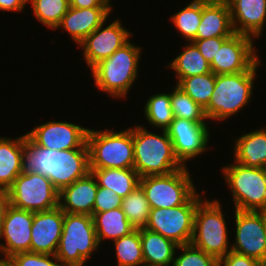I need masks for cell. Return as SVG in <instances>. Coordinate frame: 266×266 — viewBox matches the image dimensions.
I'll return each mask as SVG.
<instances>
[{
    "label": "cell",
    "mask_w": 266,
    "mask_h": 266,
    "mask_svg": "<svg viewBox=\"0 0 266 266\" xmlns=\"http://www.w3.org/2000/svg\"><path fill=\"white\" fill-rule=\"evenodd\" d=\"M22 172L46 176L60 192L89 172L88 148L56 151L36 146L24 135Z\"/></svg>",
    "instance_id": "obj_1"
},
{
    "label": "cell",
    "mask_w": 266,
    "mask_h": 266,
    "mask_svg": "<svg viewBox=\"0 0 266 266\" xmlns=\"http://www.w3.org/2000/svg\"><path fill=\"white\" fill-rule=\"evenodd\" d=\"M161 135L145 126L133 127L134 169L139 177L167 175L185 166L176 157L166 130Z\"/></svg>",
    "instance_id": "obj_2"
},
{
    "label": "cell",
    "mask_w": 266,
    "mask_h": 266,
    "mask_svg": "<svg viewBox=\"0 0 266 266\" xmlns=\"http://www.w3.org/2000/svg\"><path fill=\"white\" fill-rule=\"evenodd\" d=\"M142 47L130 40L92 69L96 87L115 98H126L138 75Z\"/></svg>",
    "instance_id": "obj_3"
},
{
    "label": "cell",
    "mask_w": 266,
    "mask_h": 266,
    "mask_svg": "<svg viewBox=\"0 0 266 266\" xmlns=\"http://www.w3.org/2000/svg\"><path fill=\"white\" fill-rule=\"evenodd\" d=\"M87 146L90 169L134 168L133 127L120 132L89 129Z\"/></svg>",
    "instance_id": "obj_4"
},
{
    "label": "cell",
    "mask_w": 266,
    "mask_h": 266,
    "mask_svg": "<svg viewBox=\"0 0 266 266\" xmlns=\"http://www.w3.org/2000/svg\"><path fill=\"white\" fill-rule=\"evenodd\" d=\"M256 71L216 75L214 91L204 108L209 120H226L251 101Z\"/></svg>",
    "instance_id": "obj_5"
},
{
    "label": "cell",
    "mask_w": 266,
    "mask_h": 266,
    "mask_svg": "<svg viewBox=\"0 0 266 266\" xmlns=\"http://www.w3.org/2000/svg\"><path fill=\"white\" fill-rule=\"evenodd\" d=\"M99 246L93 216L64 213L63 231L55 253L62 266H85Z\"/></svg>",
    "instance_id": "obj_6"
},
{
    "label": "cell",
    "mask_w": 266,
    "mask_h": 266,
    "mask_svg": "<svg viewBox=\"0 0 266 266\" xmlns=\"http://www.w3.org/2000/svg\"><path fill=\"white\" fill-rule=\"evenodd\" d=\"M226 222L220 201L204 198L195 212L191 244L219 261L231 251Z\"/></svg>",
    "instance_id": "obj_7"
},
{
    "label": "cell",
    "mask_w": 266,
    "mask_h": 266,
    "mask_svg": "<svg viewBox=\"0 0 266 266\" xmlns=\"http://www.w3.org/2000/svg\"><path fill=\"white\" fill-rule=\"evenodd\" d=\"M222 174L230 187L235 210H266V168L248 167L234 161L222 167Z\"/></svg>",
    "instance_id": "obj_8"
},
{
    "label": "cell",
    "mask_w": 266,
    "mask_h": 266,
    "mask_svg": "<svg viewBox=\"0 0 266 266\" xmlns=\"http://www.w3.org/2000/svg\"><path fill=\"white\" fill-rule=\"evenodd\" d=\"M188 167L167 175L140 177L139 186L150 208H173L185 204L197 191Z\"/></svg>",
    "instance_id": "obj_9"
},
{
    "label": "cell",
    "mask_w": 266,
    "mask_h": 266,
    "mask_svg": "<svg viewBox=\"0 0 266 266\" xmlns=\"http://www.w3.org/2000/svg\"><path fill=\"white\" fill-rule=\"evenodd\" d=\"M203 199L197 192L183 205L173 208H150L146 229L174 241L177 245L190 244L194 232V217Z\"/></svg>",
    "instance_id": "obj_10"
},
{
    "label": "cell",
    "mask_w": 266,
    "mask_h": 266,
    "mask_svg": "<svg viewBox=\"0 0 266 266\" xmlns=\"http://www.w3.org/2000/svg\"><path fill=\"white\" fill-rule=\"evenodd\" d=\"M10 205L30 212H41L59 206V191L39 173L22 172L7 189Z\"/></svg>",
    "instance_id": "obj_11"
},
{
    "label": "cell",
    "mask_w": 266,
    "mask_h": 266,
    "mask_svg": "<svg viewBox=\"0 0 266 266\" xmlns=\"http://www.w3.org/2000/svg\"><path fill=\"white\" fill-rule=\"evenodd\" d=\"M249 36L234 33L220 46L210 63L211 72L216 75L257 71L261 64L255 44Z\"/></svg>",
    "instance_id": "obj_12"
},
{
    "label": "cell",
    "mask_w": 266,
    "mask_h": 266,
    "mask_svg": "<svg viewBox=\"0 0 266 266\" xmlns=\"http://www.w3.org/2000/svg\"><path fill=\"white\" fill-rule=\"evenodd\" d=\"M89 128L66 121H48L26 133L27 138L36 146L62 151L88 148Z\"/></svg>",
    "instance_id": "obj_13"
},
{
    "label": "cell",
    "mask_w": 266,
    "mask_h": 266,
    "mask_svg": "<svg viewBox=\"0 0 266 266\" xmlns=\"http://www.w3.org/2000/svg\"><path fill=\"white\" fill-rule=\"evenodd\" d=\"M235 241L231 251L266 263V233L262 211L235 210Z\"/></svg>",
    "instance_id": "obj_14"
},
{
    "label": "cell",
    "mask_w": 266,
    "mask_h": 266,
    "mask_svg": "<svg viewBox=\"0 0 266 266\" xmlns=\"http://www.w3.org/2000/svg\"><path fill=\"white\" fill-rule=\"evenodd\" d=\"M105 23L106 21L78 45L83 49L82 55L90 70L100 61L109 58L132 37V32L121 26L119 19L104 28Z\"/></svg>",
    "instance_id": "obj_15"
},
{
    "label": "cell",
    "mask_w": 266,
    "mask_h": 266,
    "mask_svg": "<svg viewBox=\"0 0 266 266\" xmlns=\"http://www.w3.org/2000/svg\"><path fill=\"white\" fill-rule=\"evenodd\" d=\"M166 131L173 143L176 157L184 166H187L188 160L207 150L210 134L206 122H192L174 117Z\"/></svg>",
    "instance_id": "obj_16"
},
{
    "label": "cell",
    "mask_w": 266,
    "mask_h": 266,
    "mask_svg": "<svg viewBox=\"0 0 266 266\" xmlns=\"http://www.w3.org/2000/svg\"><path fill=\"white\" fill-rule=\"evenodd\" d=\"M32 223L33 212L8 206L0 233V239L5 241L0 242L3 259L30 251Z\"/></svg>",
    "instance_id": "obj_17"
},
{
    "label": "cell",
    "mask_w": 266,
    "mask_h": 266,
    "mask_svg": "<svg viewBox=\"0 0 266 266\" xmlns=\"http://www.w3.org/2000/svg\"><path fill=\"white\" fill-rule=\"evenodd\" d=\"M64 213L59 206L33 213L30 252L55 255L63 231Z\"/></svg>",
    "instance_id": "obj_18"
},
{
    "label": "cell",
    "mask_w": 266,
    "mask_h": 266,
    "mask_svg": "<svg viewBox=\"0 0 266 266\" xmlns=\"http://www.w3.org/2000/svg\"><path fill=\"white\" fill-rule=\"evenodd\" d=\"M235 33L252 39L262 35L266 22V0H226Z\"/></svg>",
    "instance_id": "obj_19"
},
{
    "label": "cell",
    "mask_w": 266,
    "mask_h": 266,
    "mask_svg": "<svg viewBox=\"0 0 266 266\" xmlns=\"http://www.w3.org/2000/svg\"><path fill=\"white\" fill-rule=\"evenodd\" d=\"M112 7L73 8L70 6L56 29L63 28L79 45L108 19Z\"/></svg>",
    "instance_id": "obj_20"
},
{
    "label": "cell",
    "mask_w": 266,
    "mask_h": 266,
    "mask_svg": "<svg viewBox=\"0 0 266 266\" xmlns=\"http://www.w3.org/2000/svg\"><path fill=\"white\" fill-rule=\"evenodd\" d=\"M97 190V181L89 172L85 177L77 179L59 192V207L65 213L93 216Z\"/></svg>",
    "instance_id": "obj_21"
},
{
    "label": "cell",
    "mask_w": 266,
    "mask_h": 266,
    "mask_svg": "<svg viewBox=\"0 0 266 266\" xmlns=\"http://www.w3.org/2000/svg\"><path fill=\"white\" fill-rule=\"evenodd\" d=\"M234 33L226 0H202V18L194 39L230 37Z\"/></svg>",
    "instance_id": "obj_22"
},
{
    "label": "cell",
    "mask_w": 266,
    "mask_h": 266,
    "mask_svg": "<svg viewBox=\"0 0 266 266\" xmlns=\"http://www.w3.org/2000/svg\"><path fill=\"white\" fill-rule=\"evenodd\" d=\"M234 161L248 167L266 168V128L250 131L235 139Z\"/></svg>",
    "instance_id": "obj_23"
},
{
    "label": "cell",
    "mask_w": 266,
    "mask_h": 266,
    "mask_svg": "<svg viewBox=\"0 0 266 266\" xmlns=\"http://www.w3.org/2000/svg\"><path fill=\"white\" fill-rule=\"evenodd\" d=\"M24 135L0 137V189L7 190L22 173Z\"/></svg>",
    "instance_id": "obj_24"
},
{
    "label": "cell",
    "mask_w": 266,
    "mask_h": 266,
    "mask_svg": "<svg viewBox=\"0 0 266 266\" xmlns=\"http://www.w3.org/2000/svg\"><path fill=\"white\" fill-rule=\"evenodd\" d=\"M140 237L144 265L170 266L176 254L177 245L174 241L165 238L159 233L140 228Z\"/></svg>",
    "instance_id": "obj_25"
},
{
    "label": "cell",
    "mask_w": 266,
    "mask_h": 266,
    "mask_svg": "<svg viewBox=\"0 0 266 266\" xmlns=\"http://www.w3.org/2000/svg\"><path fill=\"white\" fill-rule=\"evenodd\" d=\"M97 181V185L113 190L118 196L124 198L139 185V175L134 168L119 169H90Z\"/></svg>",
    "instance_id": "obj_26"
},
{
    "label": "cell",
    "mask_w": 266,
    "mask_h": 266,
    "mask_svg": "<svg viewBox=\"0 0 266 266\" xmlns=\"http://www.w3.org/2000/svg\"><path fill=\"white\" fill-rule=\"evenodd\" d=\"M97 240L100 245L102 240H116L128 235L135 228L126 218L121 207L93 215Z\"/></svg>",
    "instance_id": "obj_27"
},
{
    "label": "cell",
    "mask_w": 266,
    "mask_h": 266,
    "mask_svg": "<svg viewBox=\"0 0 266 266\" xmlns=\"http://www.w3.org/2000/svg\"><path fill=\"white\" fill-rule=\"evenodd\" d=\"M187 44L179 55L174 58L168 67L176 72V84L183 78L211 72L210 63L199 52L193 42Z\"/></svg>",
    "instance_id": "obj_28"
},
{
    "label": "cell",
    "mask_w": 266,
    "mask_h": 266,
    "mask_svg": "<svg viewBox=\"0 0 266 266\" xmlns=\"http://www.w3.org/2000/svg\"><path fill=\"white\" fill-rule=\"evenodd\" d=\"M216 74L194 75L181 79L176 86L188 94L197 104L205 108L210 101L214 91Z\"/></svg>",
    "instance_id": "obj_29"
},
{
    "label": "cell",
    "mask_w": 266,
    "mask_h": 266,
    "mask_svg": "<svg viewBox=\"0 0 266 266\" xmlns=\"http://www.w3.org/2000/svg\"><path fill=\"white\" fill-rule=\"evenodd\" d=\"M113 242L118 266L144 265L140 229H134L128 235L120 237Z\"/></svg>",
    "instance_id": "obj_30"
},
{
    "label": "cell",
    "mask_w": 266,
    "mask_h": 266,
    "mask_svg": "<svg viewBox=\"0 0 266 266\" xmlns=\"http://www.w3.org/2000/svg\"><path fill=\"white\" fill-rule=\"evenodd\" d=\"M144 114L149 124L167 130L174 119L169 93H158L146 100Z\"/></svg>",
    "instance_id": "obj_31"
},
{
    "label": "cell",
    "mask_w": 266,
    "mask_h": 266,
    "mask_svg": "<svg viewBox=\"0 0 266 266\" xmlns=\"http://www.w3.org/2000/svg\"><path fill=\"white\" fill-rule=\"evenodd\" d=\"M121 209L135 229L145 228L149 219L150 206L139 185L129 195L122 198Z\"/></svg>",
    "instance_id": "obj_32"
},
{
    "label": "cell",
    "mask_w": 266,
    "mask_h": 266,
    "mask_svg": "<svg viewBox=\"0 0 266 266\" xmlns=\"http://www.w3.org/2000/svg\"><path fill=\"white\" fill-rule=\"evenodd\" d=\"M170 18L181 37L191 42L196 37L201 22L202 0H192Z\"/></svg>",
    "instance_id": "obj_33"
},
{
    "label": "cell",
    "mask_w": 266,
    "mask_h": 266,
    "mask_svg": "<svg viewBox=\"0 0 266 266\" xmlns=\"http://www.w3.org/2000/svg\"><path fill=\"white\" fill-rule=\"evenodd\" d=\"M36 19L50 29H56L70 8L69 0H28Z\"/></svg>",
    "instance_id": "obj_34"
},
{
    "label": "cell",
    "mask_w": 266,
    "mask_h": 266,
    "mask_svg": "<svg viewBox=\"0 0 266 266\" xmlns=\"http://www.w3.org/2000/svg\"><path fill=\"white\" fill-rule=\"evenodd\" d=\"M170 93L171 107L176 118L192 122H205L208 120L204 108L197 104L188 94L175 85Z\"/></svg>",
    "instance_id": "obj_35"
},
{
    "label": "cell",
    "mask_w": 266,
    "mask_h": 266,
    "mask_svg": "<svg viewBox=\"0 0 266 266\" xmlns=\"http://www.w3.org/2000/svg\"><path fill=\"white\" fill-rule=\"evenodd\" d=\"M177 250L182 252L174 257L171 266H219V261L214 256L196 248L191 243L179 245Z\"/></svg>",
    "instance_id": "obj_36"
},
{
    "label": "cell",
    "mask_w": 266,
    "mask_h": 266,
    "mask_svg": "<svg viewBox=\"0 0 266 266\" xmlns=\"http://www.w3.org/2000/svg\"><path fill=\"white\" fill-rule=\"evenodd\" d=\"M13 266H62L55 255L22 252L8 258ZM55 260V261H54Z\"/></svg>",
    "instance_id": "obj_37"
},
{
    "label": "cell",
    "mask_w": 266,
    "mask_h": 266,
    "mask_svg": "<svg viewBox=\"0 0 266 266\" xmlns=\"http://www.w3.org/2000/svg\"><path fill=\"white\" fill-rule=\"evenodd\" d=\"M122 197L118 196L113 190L98 186L93 207V215L99 212L121 207Z\"/></svg>",
    "instance_id": "obj_38"
},
{
    "label": "cell",
    "mask_w": 266,
    "mask_h": 266,
    "mask_svg": "<svg viewBox=\"0 0 266 266\" xmlns=\"http://www.w3.org/2000/svg\"><path fill=\"white\" fill-rule=\"evenodd\" d=\"M228 37H213L208 39H193V42L198 48L199 52L203 57L211 63L214 57L216 56L217 51L219 50L221 44Z\"/></svg>",
    "instance_id": "obj_39"
},
{
    "label": "cell",
    "mask_w": 266,
    "mask_h": 266,
    "mask_svg": "<svg viewBox=\"0 0 266 266\" xmlns=\"http://www.w3.org/2000/svg\"><path fill=\"white\" fill-rule=\"evenodd\" d=\"M219 266H266V263L233 251L219 260Z\"/></svg>",
    "instance_id": "obj_40"
},
{
    "label": "cell",
    "mask_w": 266,
    "mask_h": 266,
    "mask_svg": "<svg viewBox=\"0 0 266 266\" xmlns=\"http://www.w3.org/2000/svg\"><path fill=\"white\" fill-rule=\"evenodd\" d=\"M73 8L112 7L110 0H69Z\"/></svg>",
    "instance_id": "obj_41"
},
{
    "label": "cell",
    "mask_w": 266,
    "mask_h": 266,
    "mask_svg": "<svg viewBox=\"0 0 266 266\" xmlns=\"http://www.w3.org/2000/svg\"><path fill=\"white\" fill-rule=\"evenodd\" d=\"M28 4V0H0V11H23L24 7Z\"/></svg>",
    "instance_id": "obj_42"
},
{
    "label": "cell",
    "mask_w": 266,
    "mask_h": 266,
    "mask_svg": "<svg viewBox=\"0 0 266 266\" xmlns=\"http://www.w3.org/2000/svg\"><path fill=\"white\" fill-rule=\"evenodd\" d=\"M9 205L10 202L7 190L0 189V233L2 230L4 217Z\"/></svg>",
    "instance_id": "obj_43"
},
{
    "label": "cell",
    "mask_w": 266,
    "mask_h": 266,
    "mask_svg": "<svg viewBox=\"0 0 266 266\" xmlns=\"http://www.w3.org/2000/svg\"><path fill=\"white\" fill-rule=\"evenodd\" d=\"M0 266H13L8 259H0Z\"/></svg>",
    "instance_id": "obj_44"
},
{
    "label": "cell",
    "mask_w": 266,
    "mask_h": 266,
    "mask_svg": "<svg viewBox=\"0 0 266 266\" xmlns=\"http://www.w3.org/2000/svg\"><path fill=\"white\" fill-rule=\"evenodd\" d=\"M262 217H263V223H264L265 233H266V210H262Z\"/></svg>",
    "instance_id": "obj_45"
}]
</instances>
